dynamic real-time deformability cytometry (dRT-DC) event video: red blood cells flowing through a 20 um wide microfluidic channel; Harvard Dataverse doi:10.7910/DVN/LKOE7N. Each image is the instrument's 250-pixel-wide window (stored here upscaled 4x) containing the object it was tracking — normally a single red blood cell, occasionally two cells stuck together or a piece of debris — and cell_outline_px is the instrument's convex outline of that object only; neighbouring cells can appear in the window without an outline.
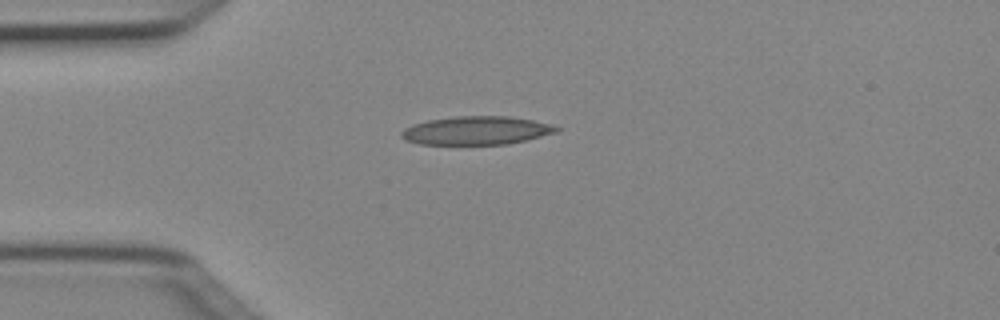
{"species": "Egyptian fruit bat (a non-hibernating species)", "species_latin": "Rousettus aegyptiacus", "temperature_condition": "cold", "stored_images_in_passage": 1, "camera_frame_rate_fps": 3000, "um_per_image_px": 0.085, "animal": {"sex": "female"}, "frame": {"image": 1, "passage_image": 1, "time_ms": 0.0, "image_size_px": [1000, 320], "cell_outline_px": [[560, 128], [556, 132], [508, 144], [420, 144], [404, 140], [400, 136], [400, 132], [404, 128], [412, 124], [428, 120], [456, 116], [508, 116], [532, 120], [552, 124]], "centroid_in_image_um": [40.44, 11.09], "position_along_channel_um": 44.6, "area_um2": 25.61}}